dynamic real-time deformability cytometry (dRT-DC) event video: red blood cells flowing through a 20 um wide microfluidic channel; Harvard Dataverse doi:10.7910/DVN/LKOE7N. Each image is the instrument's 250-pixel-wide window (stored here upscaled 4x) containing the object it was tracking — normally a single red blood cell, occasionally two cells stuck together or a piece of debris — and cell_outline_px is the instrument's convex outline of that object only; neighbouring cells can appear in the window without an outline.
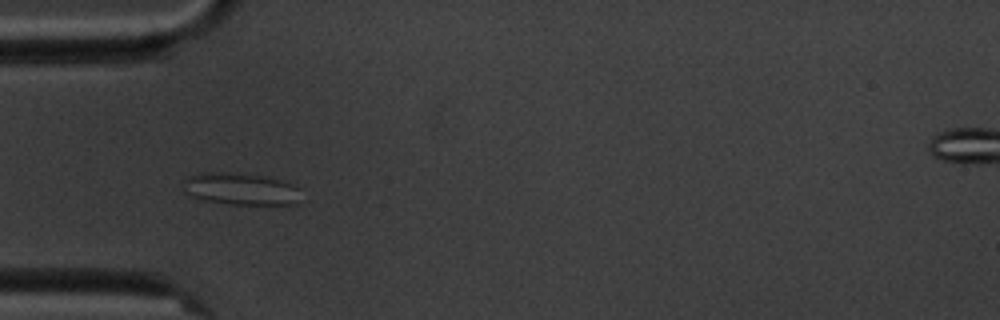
{"species": "common noctule bat (a hibernating species)", "species_latin": "Nyctalus noctula", "temperature_condition": "cold", "stored_images_in_passage": 2, "camera_frame_rate_fps": 3000, "um_per_image_px": 0.085, "animal": {"sex": "male", "body_mass_g": 20.1, "forearm_length_mm": 53.5}, "frame": {"image": 1, "passage_image": 1, "time_ms": 0.0, "image_size_px": [1000, 320], "cell_outline_px": [[300, 188], [296, 204], [232, 204], [200, 200], [184, 192], [180, 180], [188, 176], [204, 172], [220, 172], [260, 176], [292, 184]], "centroid_in_image_um": [20.34, 16.06], "position_along_channel_um": 64.7, "area_um2": 21.79}}
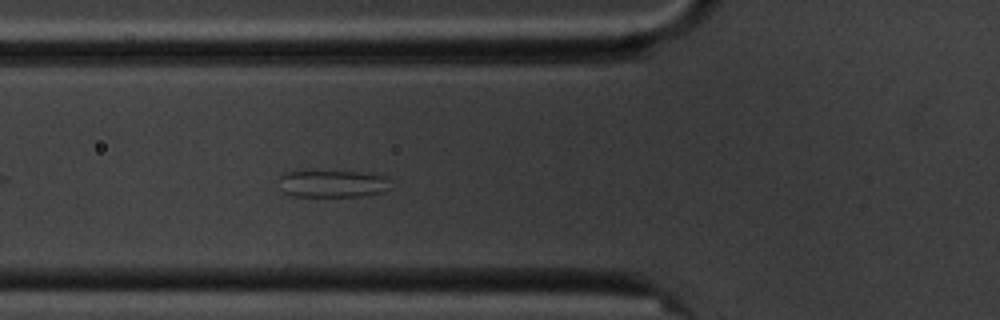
{"frame": {"image": 2, "passage_image": 2, "time_ms": 1.0, "image_size_px": [1000, 320], "cell_outline_px": [[392, 188], [380, 192], [360, 196], [292, 196], [280, 192], [276, 180], [280, 176], [288, 172], [360, 172], [384, 176], [388, 180]], "centroid_in_image_um": [28.19, 15.63], "position_along_channel_um": 97.6, "area_um2": 17.69}}